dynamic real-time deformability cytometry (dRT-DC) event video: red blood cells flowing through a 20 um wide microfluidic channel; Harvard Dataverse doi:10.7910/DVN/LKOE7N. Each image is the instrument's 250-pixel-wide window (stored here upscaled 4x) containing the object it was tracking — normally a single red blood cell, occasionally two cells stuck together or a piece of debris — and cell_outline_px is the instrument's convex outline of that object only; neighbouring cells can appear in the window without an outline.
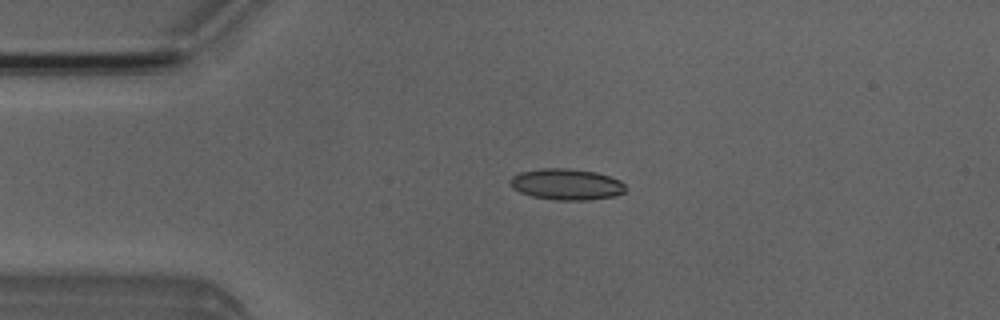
{"species": "Egyptian fruit bat (a non-hibernating species)", "species_latin": "Rousettus aegyptiacus", "temperature_condition": "room temperature", "stored_images_in_passage": 41, "camera_frame_rate_fps": 3000, "um_per_image_px": 0.085, "animal": {"sex": "male"}, "frame": {"image": 1, "passage_image": 1, "time_ms": 0.0, "image_size_px": [1000, 320], "cell_outline_px": [[628, 188], [624, 192], [612, 196], [588, 200], [556, 200], [532, 196], [520, 192], [512, 188], [508, 184], [508, 180], [512, 176], [520, 172], [540, 168], [568, 168], [596, 172], [620, 180]], "centroid_in_image_um": [48.11, 15.66], "position_along_channel_um": 36.9, "area_um2": 21.1}}
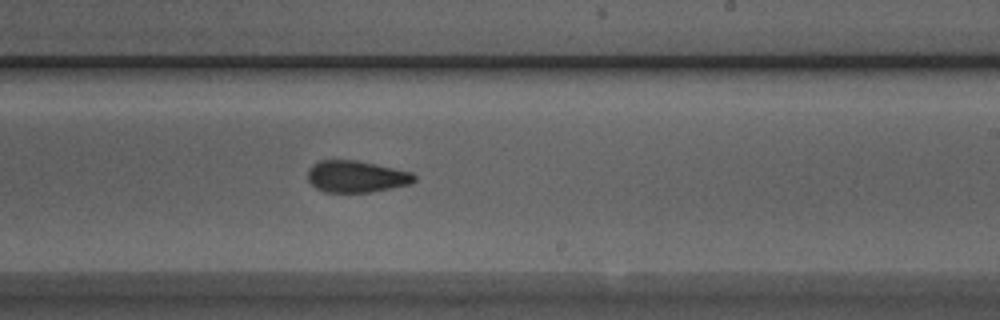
{"frame": {"image": 2, "passage_image": 20, "time_ms": 6.333, "image_size_px": [1000, 320], "cell_outline_px": [[416, 180], [412, 184], [372, 192], [324, 192], [316, 188], [308, 180], [308, 168], [312, 164], [320, 160], [356, 160], [376, 164], [412, 172], [416, 176]], "centroid_in_image_um": [30.3, 15.0], "position_along_channel_um": 258.7, "area_um2": 19.88}}
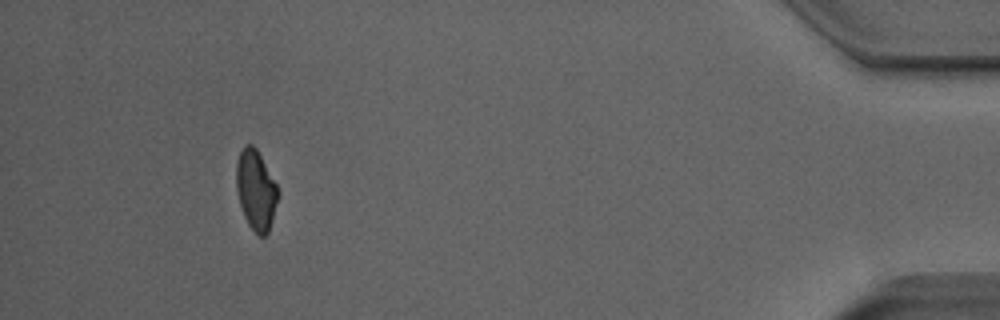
{"frame": {"image": 3, "passage_image": 37, "time_ms": 12.0, "image_size_px": [1000, 320], "cell_outline_px": [[280, 196], [268, 232], [264, 236], [260, 236], [248, 224], [244, 216], [240, 204], [236, 188], [236, 160], [244, 144], [252, 144], [256, 148], [276, 184], [280, 192]], "centroid_in_image_um": [21.75, 16.14], "position_along_channel_um": 413.4, "area_um2": 19.42}, "authors_computed_cell_mechanics": {"area_um2": 20.1722, "velocity_mm_per_s": 3.9808, "shape_relaxation_time_tau1_ms": null, "shape_relaxation_time_tau2_ms": 2.4074, "deformation_change_tau1": null, "deformation_change_tau2": 0.098}}